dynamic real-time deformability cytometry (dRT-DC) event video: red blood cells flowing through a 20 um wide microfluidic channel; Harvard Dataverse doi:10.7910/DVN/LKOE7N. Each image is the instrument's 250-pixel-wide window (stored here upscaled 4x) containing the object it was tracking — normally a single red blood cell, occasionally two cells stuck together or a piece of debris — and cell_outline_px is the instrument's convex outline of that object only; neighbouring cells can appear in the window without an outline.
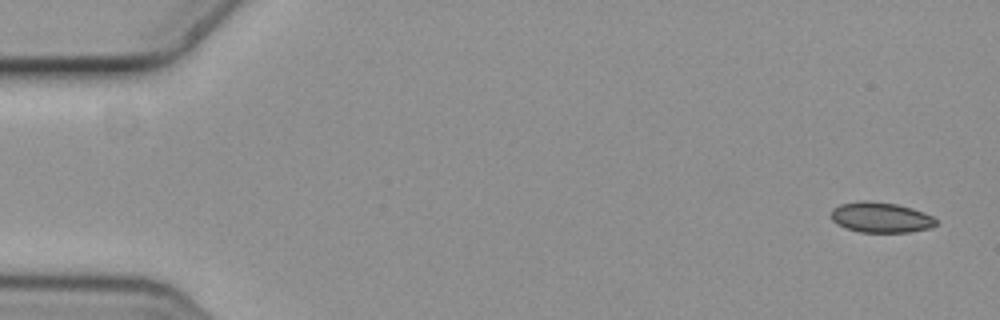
{"species": "common noctule bat (a hibernating species)", "species_latin": "Nyctalus noctula", "temperature_condition": "cold", "stored_images_in_passage": 4, "camera_frame_rate_fps": 3000, "um_per_image_px": 0.085, "animal": {"sex": "female", "body_mass_g": 19.3, "forearm_length_mm": 54.1}, "frame": {"image": 1, "passage_image": 1, "time_ms": 0.0, "image_size_px": [1000, 320], "cell_outline_px": [[936, 224], [932, 228], [908, 232], [860, 232], [844, 228], [836, 224], [832, 220], [832, 208], [840, 204], [860, 200], [864, 200], [896, 204], [912, 208], [924, 212], [932, 216], [936, 220]], "centroid_in_image_um": [74.85, 18.48], "position_along_channel_um": 10.2, "area_um2": 18.67}}